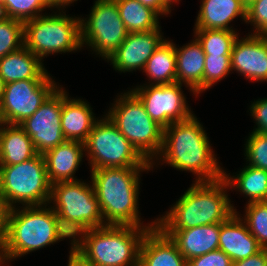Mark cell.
I'll return each instance as SVG.
<instances>
[{"instance_id":"obj_5","label":"cell","mask_w":267,"mask_h":266,"mask_svg":"<svg viewBox=\"0 0 267 266\" xmlns=\"http://www.w3.org/2000/svg\"><path fill=\"white\" fill-rule=\"evenodd\" d=\"M151 228L105 225L85 230L72 240L73 251L93 266H139L140 246Z\"/></svg>"},{"instance_id":"obj_20","label":"cell","mask_w":267,"mask_h":266,"mask_svg":"<svg viewBox=\"0 0 267 266\" xmlns=\"http://www.w3.org/2000/svg\"><path fill=\"white\" fill-rule=\"evenodd\" d=\"M91 106L82 99L68 98L63 89L61 128L66 140L84 143L98 121Z\"/></svg>"},{"instance_id":"obj_17","label":"cell","mask_w":267,"mask_h":266,"mask_svg":"<svg viewBox=\"0 0 267 266\" xmlns=\"http://www.w3.org/2000/svg\"><path fill=\"white\" fill-rule=\"evenodd\" d=\"M139 266H187V260L177 244L156 225L143 237Z\"/></svg>"},{"instance_id":"obj_18","label":"cell","mask_w":267,"mask_h":266,"mask_svg":"<svg viewBox=\"0 0 267 266\" xmlns=\"http://www.w3.org/2000/svg\"><path fill=\"white\" fill-rule=\"evenodd\" d=\"M240 217L236 211L220 226L218 249L233 262L252 256L262 249Z\"/></svg>"},{"instance_id":"obj_42","label":"cell","mask_w":267,"mask_h":266,"mask_svg":"<svg viewBox=\"0 0 267 266\" xmlns=\"http://www.w3.org/2000/svg\"><path fill=\"white\" fill-rule=\"evenodd\" d=\"M179 0H160V16L171 13V4Z\"/></svg>"},{"instance_id":"obj_1","label":"cell","mask_w":267,"mask_h":266,"mask_svg":"<svg viewBox=\"0 0 267 266\" xmlns=\"http://www.w3.org/2000/svg\"><path fill=\"white\" fill-rule=\"evenodd\" d=\"M203 125L193 114L163 129V146L155 158L181 171L195 174V181H214L223 177ZM159 157V158H158Z\"/></svg>"},{"instance_id":"obj_11","label":"cell","mask_w":267,"mask_h":266,"mask_svg":"<svg viewBox=\"0 0 267 266\" xmlns=\"http://www.w3.org/2000/svg\"><path fill=\"white\" fill-rule=\"evenodd\" d=\"M80 30L82 47L89 46L105 60L128 35L115 0H96L89 16L80 19Z\"/></svg>"},{"instance_id":"obj_32","label":"cell","mask_w":267,"mask_h":266,"mask_svg":"<svg viewBox=\"0 0 267 266\" xmlns=\"http://www.w3.org/2000/svg\"><path fill=\"white\" fill-rule=\"evenodd\" d=\"M24 46V23L0 15V58Z\"/></svg>"},{"instance_id":"obj_15","label":"cell","mask_w":267,"mask_h":266,"mask_svg":"<svg viewBox=\"0 0 267 266\" xmlns=\"http://www.w3.org/2000/svg\"><path fill=\"white\" fill-rule=\"evenodd\" d=\"M161 27L146 32L128 33L124 42L108 58L107 62L119 72L143 70L148 59L165 40Z\"/></svg>"},{"instance_id":"obj_16","label":"cell","mask_w":267,"mask_h":266,"mask_svg":"<svg viewBox=\"0 0 267 266\" xmlns=\"http://www.w3.org/2000/svg\"><path fill=\"white\" fill-rule=\"evenodd\" d=\"M234 43L231 69L253 81H267V35H246Z\"/></svg>"},{"instance_id":"obj_43","label":"cell","mask_w":267,"mask_h":266,"mask_svg":"<svg viewBox=\"0 0 267 266\" xmlns=\"http://www.w3.org/2000/svg\"><path fill=\"white\" fill-rule=\"evenodd\" d=\"M141 4L155 10L160 15V0H138Z\"/></svg>"},{"instance_id":"obj_9","label":"cell","mask_w":267,"mask_h":266,"mask_svg":"<svg viewBox=\"0 0 267 266\" xmlns=\"http://www.w3.org/2000/svg\"><path fill=\"white\" fill-rule=\"evenodd\" d=\"M63 13L59 10L58 14H43L24 22V46L41 61L49 54H62L82 48L81 17H70Z\"/></svg>"},{"instance_id":"obj_45","label":"cell","mask_w":267,"mask_h":266,"mask_svg":"<svg viewBox=\"0 0 267 266\" xmlns=\"http://www.w3.org/2000/svg\"><path fill=\"white\" fill-rule=\"evenodd\" d=\"M255 0H242L243 4L247 7L249 6L252 2H254Z\"/></svg>"},{"instance_id":"obj_23","label":"cell","mask_w":267,"mask_h":266,"mask_svg":"<svg viewBox=\"0 0 267 266\" xmlns=\"http://www.w3.org/2000/svg\"><path fill=\"white\" fill-rule=\"evenodd\" d=\"M221 223L176 230L170 238L188 261L218 249Z\"/></svg>"},{"instance_id":"obj_7","label":"cell","mask_w":267,"mask_h":266,"mask_svg":"<svg viewBox=\"0 0 267 266\" xmlns=\"http://www.w3.org/2000/svg\"><path fill=\"white\" fill-rule=\"evenodd\" d=\"M117 97L106 116L152 167L155 166L153 159L163 146V128L146 113L143 103L131 90Z\"/></svg>"},{"instance_id":"obj_12","label":"cell","mask_w":267,"mask_h":266,"mask_svg":"<svg viewBox=\"0 0 267 266\" xmlns=\"http://www.w3.org/2000/svg\"><path fill=\"white\" fill-rule=\"evenodd\" d=\"M47 80H20L5 84L0 103V123L20 124L32 116L58 87Z\"/></svg>"},{"instance_id":"obj_38","label":"cell","mask_w":267,"mask_h":266,"mask_svg":"<svg viewBox=\"0 0 267 266\" xmlns=\"http://www.w3.org/2000/svg\"><path fill=\"white\" fill-rule=\"evenodd\" d=\"M232 266H267V248H262L252 256L233 262Z\"/></svg>"},{"instance_id":"obj_40","label":"cell","mask_w":267,"mask_h":266,"mask_svg":"<svg viewBox=\"0 0 267 266\" xmlns=\"http://www.w3.org/2000/svg\"><path fill=\"white\" fill-rule=\"evenodd\" d=\"M69 260L67 266H93L88 263H86L81 257H79L74 251H73V245H71V250L69 253Z\"/></svg>"},{"instance_id":"obj_30","label":"cell","mask_w":267,"mask_h":266,"mask_svg":"<svg viewBox=\"0 0 267 266\" xmlns=\"http://www.w3.org/2000/svg\"><path fill=\"white\" fill-rule=\"evenodd\" d=\"M244 218L242 220L258 244L267 248V202L248 203Z\"/></svg>"},{"instance_id":"obj_8","label":"cell","mask_w":267,"mask_h":266,"mask_svg":"<svg viewBox=\"0 0 267 266\" xmlns=\"http://www.w3.org/2000/svg\"><path fill=\"white\" fill-rule=\"evenodd\" d=\"M51 185L42 154L22 163L0 166V196L9 209L16 203L49 205Z\"/></svg>"},{"instance_id":"obj_29","label":"cell","mask_w":267,"mask_h":266,"mask_svg":"<svg viewBox=\"0 0 267 266\" xmlns=\"http://www.w3.org/2000/svg\"><path fill=\"white\" fill-rule=\"evenodd\" d=\"M194 37L202 45L205 55L231 56L239 33L226 29L194 28Z\"/></svg>"},{"instance_id":"obj_35","label":"cell","mask_w":267,"mask_h":266,"mask_svg":"<svg viewBox=\"0 0 267 266\" xmlns=\"http://www.w3.org/2000/svg\"><path fill=\"white\" fill-rule=\"evenodd\" d=\"M246 23L253 25V35H267V0H255L246 8Z\"/></svg>"},{"instance_id":"obj_41","label":"cell","mask_w":267,"mask_h":266,"mask_svg":"<svg viewBox=\"0 0 267 266\" xmlns=\"http://www.w3.org/2000/svg\"><path fill=\"white\" fill-rule=\"evenodd\" d=\"M45 4L47 5L50 10L54 8H58V10H61L60 8H66V6L72 4L74 1L77 0H43Z\"/></svg>"},{"instance_id":"obj_13","label":"cell","mask_w":267,"mask_h":266,"mask_svg":"<svg viewBox=\"0 0 267 266\" xmlns=\"http://www.w3.org/2000/svg\"><path fill=\"white\" fill-rule=\"evenodd\" d=\"M181 87L180 83L146 84L131 91L143 103L152 120L165 129L172 123L187 120L193 115Z\"/></svg>"},{"instance_id":"obj_27","label":"cell","mask_w":267,"mask_h":266,"mask_svg":"<svg viewBox=\"0 0 267 266\" xmlns=\"http://www.w3.org/2000/svg\"><path fill=\"white\" fill-rule=\"evenodd\" d=\"M247 164L235 176L229 177L224 171L223 178L229 187H235L245 197H249L248 203L267 201V170Z\"/></svg>"},{"instance_id":"obj_21","label":"cell","mask_w":267,"mask_h":266,"mask_svg":"<svg viewBox=\"0 0 267 266\" xmlns=\"http://www.w3.org/2000/svg\"><path fill=\"white\" fill-rule=\"evenodd\" d=\"M176 55V83L186 85L196 96L203 92V71L205 66V53L202 45L192 40L180 48L175 45Z\"/></svg>"},{"instance_id":"obj_37","label":"cell","mask_w":267,"mask_h":266,"mask_svg":"<svg viewBox=\"0 0 267 266\" xmlns=\"http://www.w3.org/2000/svg\"><path fill=\"white\" fill-rule=\"evenodd\" d=\"M249 110L257 125L253 131L267 134V98L254 100Z\"/></svg>"},{"instance_id":"obj_28","label":"cell","mask_w":267,"mask_h":266,"mask_svg":"<svg viewBox=\"0 0 267 266\" xmlns=\"http://www.w3.org/2000/svg\"><path fill=\"white\" fill-rule=\"evenodd\" d=\"M128 33L151 31L159 27V14L138 0H115Z\"/></svg>"},{"instance_id":"obj_10","label":"cell","mask_w":267,"mask_h":266,"mask_svg":"<svg viewBox=\"0 0 267 266\" xmlns=\"http://www.w3.org/2000/svg\"><path fill=\"white\" fill-rule=\"evenodd\" d=\"M94 124L84 142L91 170L100 168H153L106 116Z\"/></svg>"},{"instance_id":"obj_19","label":"cell","mask_w":267,"mask_h":266,"mask_svg":"<svg viewBox=\"0 0 267 266\" xmlns=\"http://www.w3.org/2000/svg\"><path fill=\"white\" fill-rule=\"evenodd\" d=\"M84 143L66 140L43 154L48 179L51 184L79 180L74 177L80 165Z\"/></svg>"},{"instance_id":"obj_39","label":"cell","mask_w":267,"mask_h":266,"mask_svg":"<svg viewBox=\"0 0 267 266\" xmlns=\"http://www.w3.org/2000/svg\"><path fill=\"white\" fill-rule=\"evenodd\" d=\"M9 208L4 199L0 196V244L3 242L6 235L7 214Z\"/></svg>"},{"instance_id":"obj_36","label":"cell","mask_w":267,"mask_h":266,"mask_svg":"<svg viewBox=\"0 0 267 266\" xmlns=\"http://www.w3.org/2000/svg\"><path fill=\"white\" fill-rule=\"evenodd\" d=\"M233 261L223 251L216 249L187 261V266H232Z\"/></svg>"},{"instance_id":"obj_6","label":"cell","mask_w":267,"mask_h":266,"mask_svg":"<svg viewBox=\"0 0 267 266\" xmlns=\"http://www.w3.org/2000/svg\"><path fill=\"white\" fill-rule=\"evenodd\" d=\"M51 202L62 229L73 238L71 244L81 232L105 226L93 184L81 180L56 182L51 185Z\"/></svg>"},{"instance_id":"obj_4","label":"cell","mask_w":267,"mask_h":266,"mask_svg":"<svg viewBox=\"0 0 267 266\" xmlns=\"http://www.w3.org/2000/svg\"><path fill=\"white\" fill-rule=\"evenodd\" d=\"M150 169L116 167L91 170V184L105 225L156 226V220L147 226L142 225L138 210L140 174Z\"/></svg>"},{"instance_id":"obj_33","label":"cell","mask_w":267,"mask_h":266,"mask_svg":"<svg viewBox=\"0 0 267 266\" xmlns=\"http://www.w3.org/2000/svg\"><path fill=\"white\" fill-rule=\"evenodd\" d=\"M231 71V56L205 55L203 91L227 77Z\"/></svg>"},{"instance_id":"obj_14","label":"cell","mask_w":267,"mask_h":266,"mask_svg":"<svg viewBox=\"0 0 267 266\" xmlns=\"http://www.w3.org/2000/svg\"><path fill=\"white\" fill-rule=\"evenodd\" d=\"M63 89L57 87L39 109L19 125L31 138L38 154L64 143L66 138L61 128Z\"/></svg>"},{"instance_id":"obj_34","label":"cell","mask_w":267,"mask_h":266,"mask_svg":"<svg viewBox=\"0 0 267 266\" xmlns=\"http://www.w3.org/2000/svg\"><path fill=\"white\" fill-rule=\"evenodd\" d=\"M246 139V162L255 168L267 170V134L252 131Z\"/></svg>"},{"instance_id":"obj_2","label":"cell","mask_w":267,"mask_h":266,"mask_svg":"<svg viewBox=\"0 0 267 266\" xmlns=\"http://www.w3.org/2000/svg\"><path fill=\"white\" fill-rule=\"evenodd\" d=\"M194 182L165 216L156 219V225L169 237L176 230L222 223L236 212L226 192L230 187L223 177Z\"/></svg>"},{"instance_id":"obj_3","label":"cell","mask_w":267,"mask_h":266,"mask_svg":"<svg viewBox=\"0 0 267 266\" xmlns=\"http://www.w3.org/2000/svg\"><path fill=\"white\" fill-rule=\"evenodd\" d=\"M46 206H21V209L8 210L6 235L0 244V266L26 253L71 238L62 229L55 211Z\"/></svg>"},{"instance_id":"obj_31","label":"cell","mask_w":267,"mask_h":266,"mask_svg":"<svg viewBox=\"0 0 267 266\" xmlns=\"http://www.w3.org/2000/svg\"><path fill=\"white\" fill-rule=\"evenodd\" d=\"M48 8L43 0H4L0 5V15L21 22H27L41 16Z\"/></svg>"},{"instance_id":"obj_22","label":"cell","mask_w":267,"mask_h":266,"mask_svg":"<svg viewBox=\"0 0 267 266\" xmlns=\"http://www.w3.org/2000/svg\"><path fill=\"white\" fill-rule=\"evenodd\" d=\"M35 54L22 46L0 58V77L5 84L20 80H47L50 74Z\"/></svg>"},{"instance_id":"obj_25","label":"cell","mask_w":267,"mask_h":266,"mask_svg":"<svg viewBox=\"0 0 267 266\" xmlns=\"http://www.w3.org/2000/svg\"><path fill=\"white\" fill-rule=\"evenodd\" d=\"M37 154L31 138L19 124L0 123V166L22 163Z\"/></svg>"},{"instance_id":"obj_26","label":"cell","mask_w":267,"mask_h":266,"mask_svg":"<svg viewBox=\"0 0 267 266\" xmlns=\"http://www.w3.org/2000/svg\"><path fill=\"white\" fill-rule=\"evenodd\" d=\"M152 85L176 83L175 44L164 40L148 59L143 68Z\"/></svg>"},{"instance_id":"obj_24","label":"cell","mask_w":267,"mask_h":266,"mask_svg":"<svg viewBox=\"0 0 267 266\" xmlns=\"http://www.w3.org/2000/svg\"><path fill=\"white\" fill-rule=\"evenodd\" d=\"M195 28L233 30L229 24L236 17L246 21V6L242 0H202Z\"/></svg>"},{"instance_id":"obj_44","label":"cell","mask_w":267,"mask_h":266,"mask_svg":"<svg viewBox=\"0 0 267 266\" xmlns=\"http://www.w3.org/2000/svg\"><path fill=\"white\" fill-rule=\"evenodd\" d=\"M4 89H5V82H4V80L0 77V103H1V100H2V98H3Z\"/></svg>"}]
</instances>
